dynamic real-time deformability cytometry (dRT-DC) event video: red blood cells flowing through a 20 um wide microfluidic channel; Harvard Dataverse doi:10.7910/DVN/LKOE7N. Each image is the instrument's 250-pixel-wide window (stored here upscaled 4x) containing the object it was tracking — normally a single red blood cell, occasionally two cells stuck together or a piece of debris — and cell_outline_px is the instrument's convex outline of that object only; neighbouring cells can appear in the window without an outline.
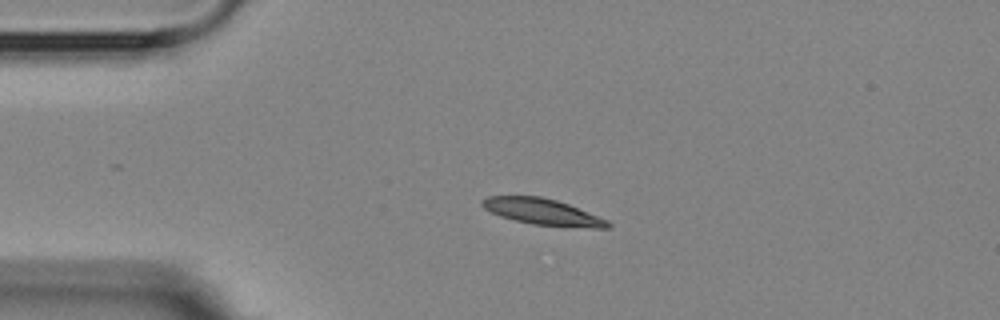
{"species": "Egyptian fruit bat (a non-hibernating species)", "species_latin": "Rousettus aegyptiacus", "temperature_condition": "room temperature", "stored_images_in_passage": 2, "camera_frame_rate_fps": 3000, "um_per_image_px": 0.085, "animal": {"sex": "female"}, "frame": {"image": 1, "passage_image": 1, "time_ms": 0.0, "image_size_px": [1000, 320], "cell_outline_px": [[612, 228], [596, 228], [532, 224], [500, 216], [484, 208], [480, 204], [480, 200], [488, 196], [540, 196], [556, 200], [568, 204], [608, 220], [612, 224]], "centroid_in_image_um": [46.12, 18.0], "position_along_channel_um": 38.9, "area_um2": 19.02}}